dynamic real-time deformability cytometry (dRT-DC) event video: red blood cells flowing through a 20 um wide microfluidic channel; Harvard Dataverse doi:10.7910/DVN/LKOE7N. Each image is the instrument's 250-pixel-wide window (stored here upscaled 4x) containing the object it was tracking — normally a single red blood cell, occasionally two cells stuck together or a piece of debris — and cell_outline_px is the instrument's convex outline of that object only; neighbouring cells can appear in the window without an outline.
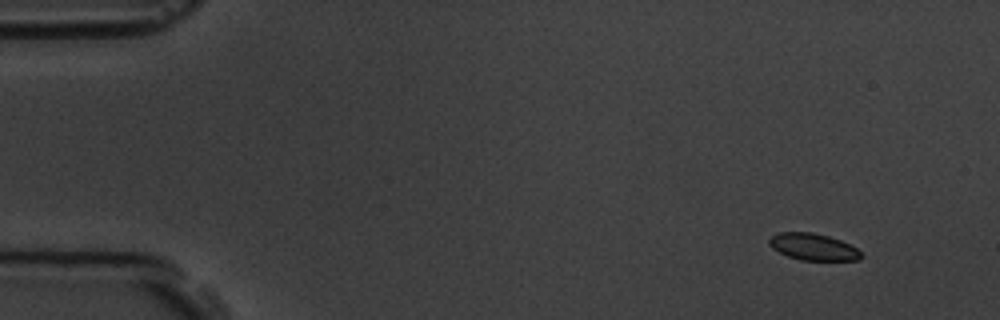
{"species": "common noctule bat (a hibernating species)", "species_latin": "Nyctalus noctula", "temperature_condition": "room temperature", "stored_images_in_passage": 6, "camera_frame_rate_fps": 3000, "um_per_image_px": 0.085, "animal": {"sex": "male", "body_mass_g": 19.5, "forearm_length_mm": 54.6}, "frame": {"image": 1, "passage_image": 1, "time_ms": 0.0, "image_size_px": [1000, 320], "cell_outline_px": [[864, 256], [860, 260], [800, 260], [788, 256], [772, 248], [768, 244], [768, 240], [772, 236], [780, 232], [812, 232], [828, 236], [840, 240], [856, 248]], "centroid_in_image_um": [69.12, 20.98], "position_along_channel_um": 15.9, "area_um2": 14.28}}
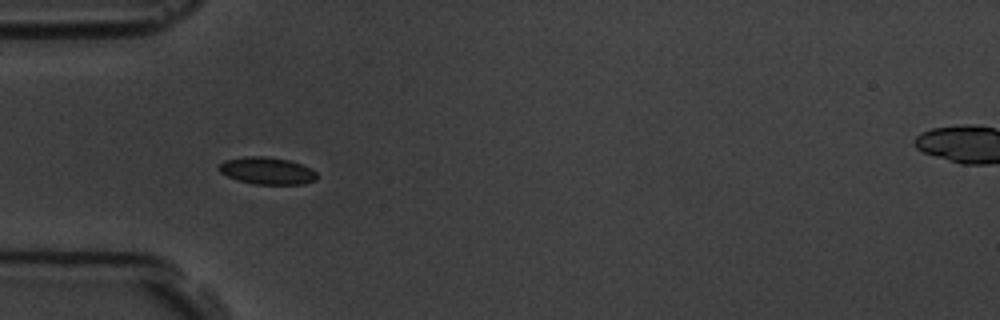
{"frame": {"image": 2, "passage_image": 5, "time_ms": 4.333, "image_size_px": [1000, 320], "cell_outline_px": [[316, 180], [304, 184], [252, 184], [236, 180], [220, 172], [216, 168], [224, 160], [244, 156], [268, 156], [288, 160], [312, 168], [316, 172]], "centroid_in_image_um": [22.67, 14.51], "position_along_channel_um": 62.3, "area_um2": 15.66}}
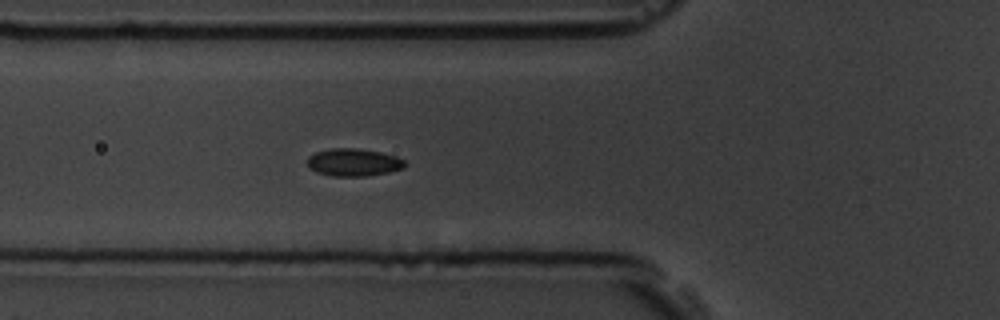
{"frame": {"image": 3, "passage_image": 6, "time_ms": 5.333, "image_size_px": [1000, 320], "cell_outline_px": [[404, 168], [388, 172], [368, 176], [332, 176], [316, 172], [308, 168], [308, 156], [316, 152], [328, 148], [360, 148], [380, 152], [396, 156], [404, 160]], "centroid_in_image_um": [30.02, 13.79], "position_along_channel_um": 95.8, "area_um2": 15.78}}